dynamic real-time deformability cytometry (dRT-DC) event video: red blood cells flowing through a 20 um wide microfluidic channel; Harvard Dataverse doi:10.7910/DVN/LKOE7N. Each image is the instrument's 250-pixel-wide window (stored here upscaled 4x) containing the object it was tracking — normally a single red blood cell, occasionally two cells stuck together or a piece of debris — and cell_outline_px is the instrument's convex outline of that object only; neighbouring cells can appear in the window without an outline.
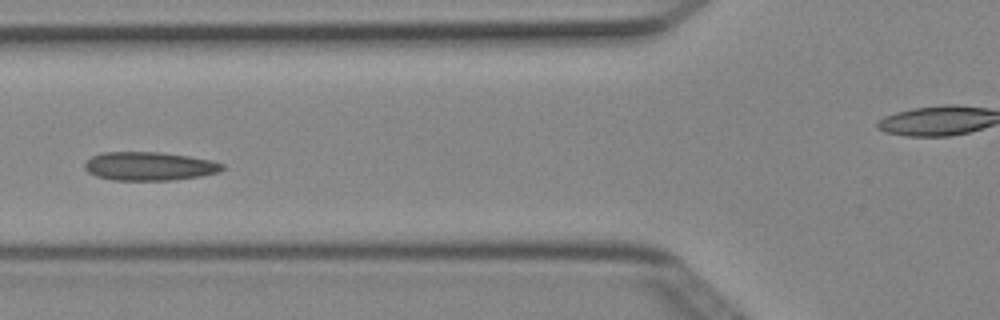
{"species": "Egyptian fruit bat (a non-hibernating species)", "species_latin": "Rousettus aegyptiacus", "temperature_condition": "cold", "stored_images_in_passage": 5, "camera_frame_rate_fps": 3000, "um_per_image_px": 0.085, "animal": {"sex": "female"}, "frame": {"image": 1, "passage_image": 5, "time_ms": 1.333, "image_size_px": [1000, 320], "cell_outline_px": [[224, 168], [220, 172], [200, 176], [172, 180], [112, 180], [96, 176], [88, 172], [84, 168], [84, 164], [92, 156], [100, 152], [160, 152], [188, 156], [212, 160], [224, 164]], "centroid_in_image_um": [12.69, 14.12], "position_along_channel_um": 113.1, "area_um2": 23.0}}